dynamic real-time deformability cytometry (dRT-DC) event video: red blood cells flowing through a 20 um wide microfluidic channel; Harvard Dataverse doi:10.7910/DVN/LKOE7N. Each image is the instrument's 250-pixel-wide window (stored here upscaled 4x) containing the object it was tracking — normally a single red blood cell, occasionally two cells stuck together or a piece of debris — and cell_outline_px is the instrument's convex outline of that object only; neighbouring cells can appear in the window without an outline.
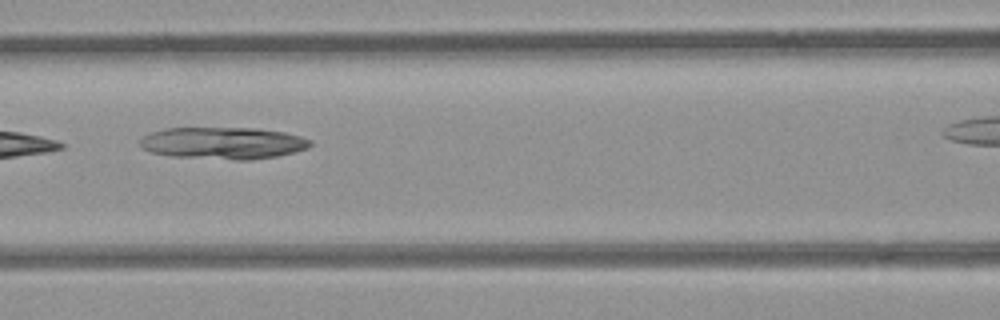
{"species": "common noctule bat (a hibernating species)", "species_latin": "Nyctalus noctula", "temperature_condition": "room temperature", "stored_images_in_passage": 6, "segment_of_instrument_passage": [1, 2], "camera_frame_rate_fps": 3000, "um_per_image_px": 0.085, "animal": {"sex": "female", "body_mass_g": 21.9}, "frame": {"image": 1, "passage_image": 3, "time_ms": 2.333, "image_size_px": [1000, 320], "cell_outline_px": [[312, 144], [308, 148], [276, 156], [252, 160], [236, 160], [172, 156], [152, 152], [144, 148], [140, 144], [140, 140], [144, 136], [152, 132], [164, 128], [260, 128], [284, 132], [300, 136], [312, 140]], "centroid_in_image_um": [19.0, 12.16], "position_along_channel_um": 147.6, "area_um2": 31.67}}
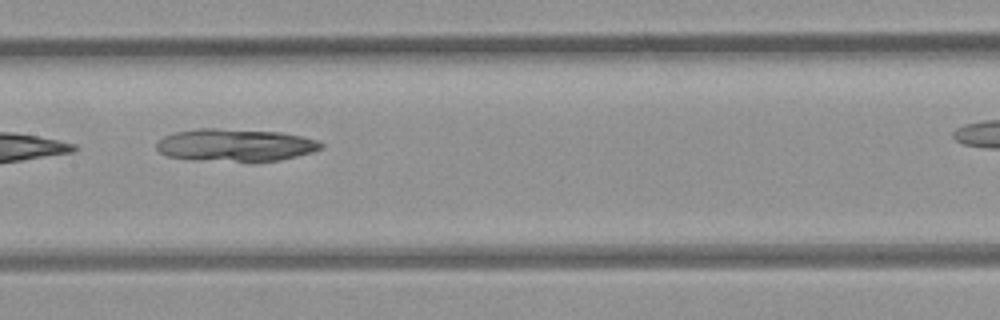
{"frame": {"image": 2, "passage_image": 4, "time_ms": 3.333, "image_size_px": [1000, 320], "cell_outline_px": [[324, 148], [312, 152], [280, 160], [252, 164], [192, 160], [168, 156], [160, 152], [156, 148], [156, 144], [164, 136], [176, 132], [200, 128], [216, 128], [280, 132], [300, 136], [316, 140], [324, 144]], "centroid_in_image_um": [20.02, 12.37], "position_along_channel_um": 187.4, "area_um2": 32.02}}